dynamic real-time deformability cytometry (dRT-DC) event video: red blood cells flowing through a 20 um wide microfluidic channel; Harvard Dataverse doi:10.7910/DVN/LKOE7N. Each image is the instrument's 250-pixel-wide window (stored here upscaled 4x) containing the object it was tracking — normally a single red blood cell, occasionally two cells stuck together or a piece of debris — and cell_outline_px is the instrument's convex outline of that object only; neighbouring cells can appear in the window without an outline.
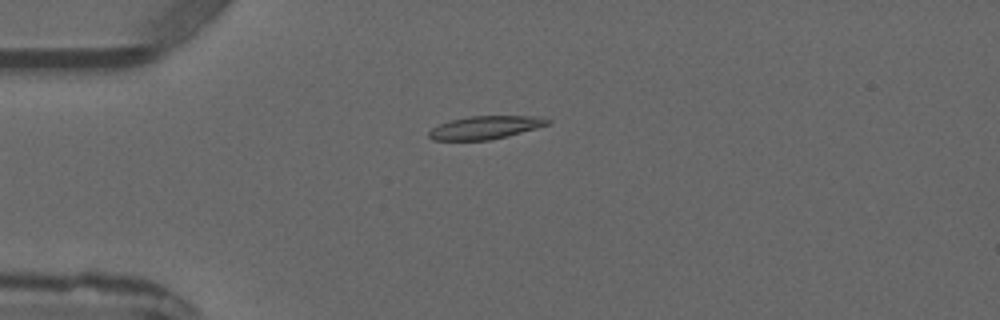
{"species": "common noctule bat (a hibernating species)", "species_latin": "Nyctalus noctula", "temperature_condition": "warm", "stored_images_in_passage": 5, "camera_frame_rate_fps": 3000, "um_per_image_px": 0.085, "animal": {"sex": "male", "forearm_length_mm": 52.5}, "frame": {"image": 1, "passage_image": 4, "time_ms": 3.333, "image_size_px": [1000, 320], "cell_outline_px": [[552, 120], [548, 124], [536, 128], [508, 136], [488, 140], [432, 140], [428, 136], [428, 132], [432, 128], [440, 124], [452, 120], [468, 116], [540, 116]], "centroid_in_image_um": [41.26, 10.83], "position_along_channel_um": 43.7, "area_um2": 15.9}}